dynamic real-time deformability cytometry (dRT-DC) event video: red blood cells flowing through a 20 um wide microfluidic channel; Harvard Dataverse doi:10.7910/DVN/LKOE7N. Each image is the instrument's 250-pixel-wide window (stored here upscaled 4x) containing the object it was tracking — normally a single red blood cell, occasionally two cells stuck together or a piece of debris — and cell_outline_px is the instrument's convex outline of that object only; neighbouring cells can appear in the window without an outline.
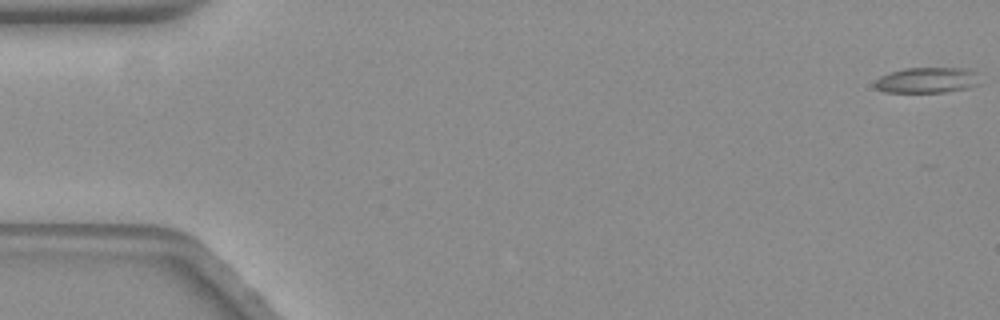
{"species": "common noctule bat (a hibernating species)", "species_latin": "Nyctalus noctula", "temperature_condition": "warm", "stored_images_in_passage": 52, "camera_frame_rate_fps": 3000, "um_per_image_px": 0.085, "animal": {"sex": "female", "body_mass_g": 19.3, "forearm_length_mm": 54.1}, "frame": {"image": 1, "passage_image": 1, "time_ms": 0.0, "image_size_px": [1000, 320], "cell_outline_px": [[980, 84], [972, 88], [944, 92], [884, 92], [876, 88], [872, 84], [880, 76], [888, 72], [904, 68], [968, 68], [976, 72]], "centroid_in_image_um": [78.81, 6.81], "position_along_channel_um": 6.2, "area_um2": 16.01}}
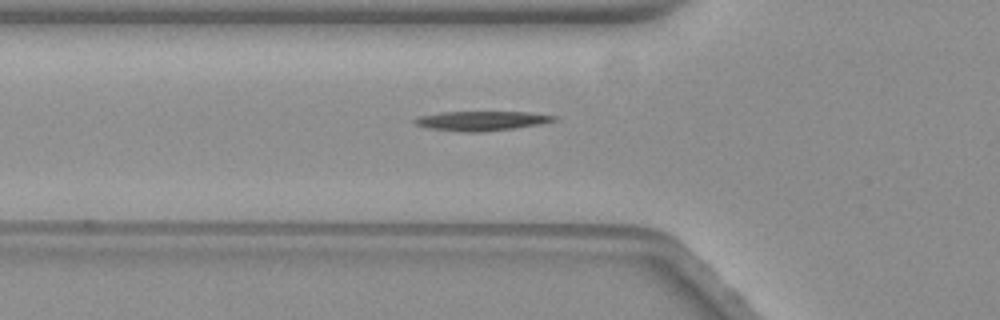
{"frame": {"image": 2, "passage_image": 21, "time_ms": 6.667, "image_size_px": [1000, 320], "cell_outline_px": [[556, 120], [540, 124], [512, 128], [480, 132], [464, 132], [428, 128], [416, 124], [412, 120], [416, 116], [440, 112], [528, 112], [556, 116]], "centroid_in_image_um": [40.86, 10.26], "position_along_channel_um": 84.9, "area_um2": 15.72}}
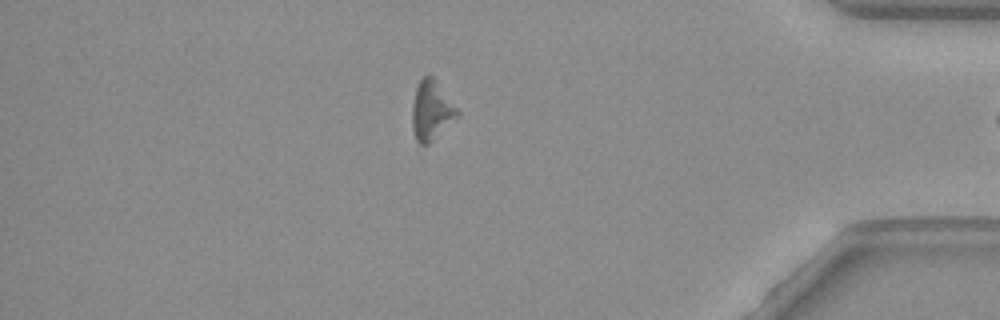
{"frame": {"image": 3, "passage_image": 51, "time_ms": 16.667, "image_size_px": [1000, 320], "cell_outline_px": [[460, 116], [428, 144], [420, 144], [416, 140], [412, 128], [412, 104], [416, 88], [420, 80], [428, 72], [436, 80], [460, 112]], "centroid_in_image_um": [36.67, 9.38], "position_along_channel_um": 398.5, "area_um2": 15.72}}